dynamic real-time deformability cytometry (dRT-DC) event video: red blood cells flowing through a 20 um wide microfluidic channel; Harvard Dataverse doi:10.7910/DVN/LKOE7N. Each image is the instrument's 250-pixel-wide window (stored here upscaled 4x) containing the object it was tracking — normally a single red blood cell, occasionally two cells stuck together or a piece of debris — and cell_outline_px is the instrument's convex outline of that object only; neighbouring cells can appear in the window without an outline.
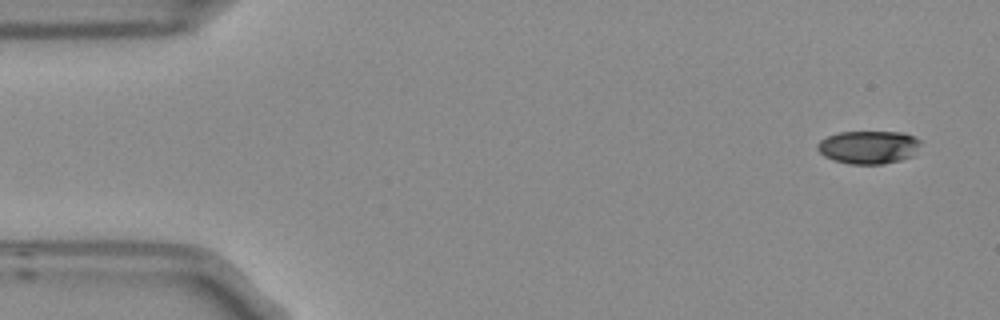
{"species": "Egyptian fruit bat (a non-hibernating species)", "species_latin": "Rousettus aegyptiacus", "temperature_condition": "room temperature", "stored_images_in_passage": 5, "camera_frame_rate_fps": 3000, "um_per_image_px": 0.085, "frame": {"image": 1, "passage_image": 1, "time_ms": 0.0, "image_size_px": [1000, 320], "cell_outline_px": [[920, 144], [912, 156], [900, 160], [884, 164], [848, 164], [832, 160], [824, 156], [816, 148], [816, 144], [820, 140], [828, 136], [840, 132], [904, 132], [920, 140]], "centroid_in_image_um": [73.8, 12.51], "position_along_channel_um": 11.2, "area_um2": 19.94}}
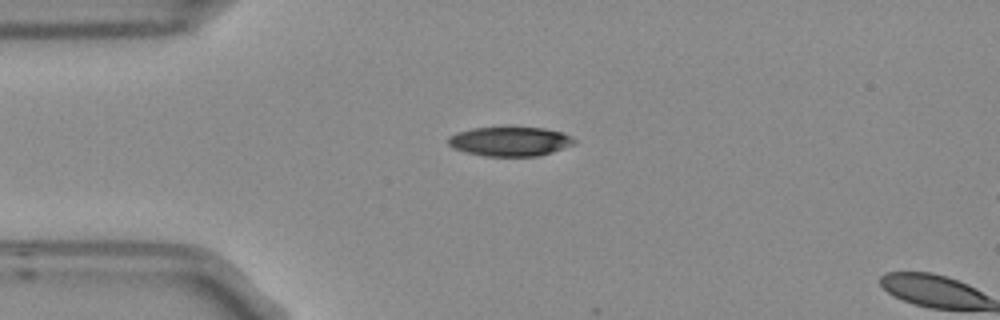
{"frame": {"image": 2, "passage_image": 4, "time_ms": 1.0, "image_size_px": [1000, 320], "cell_outline_px": [[576, 144], [540, 156], [484, 156], [464, 152], [452, 148], [448, 144], [448, 136], [456, 132], [472, 128], [544, 128], [560, 132], [572, 136], [576, 140]], "centroid_in_image_um": [43.34, 12.03], "position_along_channel_um": 41.7, "area_um2": 21.62}}